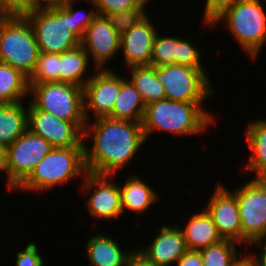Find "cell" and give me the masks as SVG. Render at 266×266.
<instances>
[{
  "instance_id": "cb8c5ba5",
  "label": "cell",
  "mask_w": 266,
  "mask_h": 266,
  "mask_svg": "<svg viewBox=\"0 0 266 266\" xmlns=\"http://www.w3.org/2000/svg\"><path fill=\"white\" fill-rule=\"evenodd\" d=\"M89 55L80 44L74 49L60 53L59 82L69 83L84 88L91 78H86L85 73L89 68Z\"/></svg>"
},
{
  "instance_id": "74e56055",
  "label": "cell",
  "mask_w": 266,
  "mask_h": 266,
  "mask_svg": "<svg viewBox=\"0 0 266 266\" xmlns=\"http://www.w3.org/2000/svg\"><path fill=\"white\" fill-rule=\"evenodd\" d=\"M126 266H155L149 262H147L141 255H139L136 251L127 261Z\"/></svg>"
},
{
  "instance_id": "ba28073f",
  "label": "cell",
  "mask_w": 266,
  "mask_h": 266,
  "mask_svg": "<svg viewBox=\"0 0 266 266\" xmlns=\"http://www.w3.org/2000/svg\"><path fill=\"white\" fill-rule=\"evenodd\" d=\"M206 70L172 64L155 67L157 80L165 88V99L179 102H203L214 90Z\"/></svg>"
},
{
  "instance_id": "9a60e30c",
  "label": "cell",
  "mask_w": 266,
  "mask_h": 266,
  "mask_svg": "<svg viewBox=\"0 0 266 266\" xmlns=\"http://www.w3.org/2000/svg\"><path fill=\"white\" fill-rule=\"evenodd\" d=\"M121 36L115 31L106 16L97 15L84 32L80 44L96 69H106L107 62L120 52ZM91 54V55H90ZM91 56V57H90Z\"/></svg>"
},
{
  "instance_id": "484cf974",
  "label": "cell",
  "mask_w": 266,
  "mask_h": 266,
  "mask_svg": "<svg viewBox=\"0 0 266 266\" xmlns=\"http://www.w3.org/2000/svg\"><path fill=\"white\" fill-rule=\"evenodd\" d=\"M29 81L22 72L11 65L0 62V104L22 102L29 96Z\"/></svg>"
},
{
  "instance_id": "f546056e",
  "label": "cell",
  "mask_w": 266,
  "mask_h": 266,
  "mask_svg": "<svg viewBox=\"0 0 266 266\" xmlns=\"http://www.w3.org/2000/svg\"><path fill=\"white\" fill-rule=\"evenodd\" d=\"M145 8L146 7H139L110 13L106 15V18L115 31L121 36L147 15Z\"/></svg>"
},
{
  "instance_id": "30bf717a",
  "label": "cell",
  "mask_w": 266,
  "mask_h": 266,
  "mask_svg": "<svg viewBox=\"0 0 266 266\" xmlns=\"http://www.w3.org/2000/svg\"><path fill=\"white\" fill-rule=\"evenodd\" d=\"M235 190V191H233ZM231 192L236 196L242 227V243L266 237V183L261 178L250 181Z\"/></svg>"
},
{
  "instance_id": "d6986e66",
  "label": "cell",
  "mask_w": 266,
  "mask_h": 266,
  "mask_svg": "<svg viewBox=\"0 0 266 266\" xmlns=\"http://www.w3.org/2000/svg\"><path fill=\"white\" fill-rule=\"evenodd\" d=\"M86 244L89 266H126L136 251L122 250L118 241L101 233L89 237Z\"/></svg>"
},
{
  "instance_id": "d6a6232c",
  "label": "cell",
  "mask_w": 266,
  "mask_h": 266,
  "mask_svg": "<svg viewBox=\"0 0 266 266\" xmlns=\"http://www.w3.org/2000/svg\"><path fill=\"white\" fill-rule=\"evenodd\" d=\"M149 0H95L97 14L106 16L110 13L146 7Z\"/></svg>"
},
{
  "instance_id": "8992f818",
  "label": "cell",
  "mask_w": 266,
  "mask_h": 266,
  "mask_svg": "<svg viewBox=\"0 0 266 266\" xmlns=\"http://www.w3.org/2000/svg\"><path fill=\"white\" fill-rule=\"evenodd\" d=\"M39 54L34 30L26 17L0 16V62L29 78Z\"/></svg>"
},
{
  "instance_id": "7a4b0ae2",
  "label": "cell",
  "mask_w": 266,
  "mask_h": 266,
  "mask_svg": "<svg viewBox=\"0 0 266 266\" xmlns=\"http://www.w3.org/2000/svg\"><path fill=\"white\" fill-rule=\"evenodd\" d=\"M204 102H179L168 99L145 107L142 129L145 139L155 132L165 131L177 136L204 133L213 119L202 105Z\"/></svg>"
},
{
  "instance_id": "8d00e7d4",
  "label": "cell",
  "mask_w": 266,
  "mask_h": 266,
  "mask_svg": "<svg viewBox=\"0 0 266 266\" xmlns=\"http://www.w3.org/2000/svg\"><path fill=\"white\" fill-rule=\"evenodd\" d=\"M263 242V244H262ZM252 245H258L259 247H262V254L260 256H256L255 254H248L250 258L253 260L255 266H266V237L262 239H258L256 241H253L249 244V246Z\"/></svg>"
},
{
  "instance_id": "e0dca14e",
  "label": "cell",
  "mask_w": 266,
  "mask_h": 266,
  "mask_svg": "<svg viewBox=\"0 0 266 266\" xmlns=\"http://www.w3.org/2000/svg\"><path fill=\"white\" fill-rule=\"evenodd\" d=\"M157 32L153 42V52L150 65L161 67L165 65H187L205 70L201 62L200 51L190 40L177 37L160 36Z\"/></svg>"
},
{
  "instance_id": "60d3db41",
  "label": "cell",
  "mask_w": 266,
  "mask_h": 266,
  "mask_svg": "<svg viewBox=\"0 0 266 266\" xmlns=\"http://www.w3.org/2000/svg\"><path fill=\"white\" fill-rule=\"evenodd\" d=\"M45 5H51V4H57V3H62L64 1H69V0H42Z\"/></svg>"
},
{
  "instance_id": "4dcf8cb0",
  "label": "cell",
  "mask_w": 266,
  "mask_h": 266,
  "mask_svg": "<svg viewBox=\"0 0 266 266\" xmlns=\"http://www.w3.org/2000/svg\"><path fill=\"white\" fill-rule=\"evenodd\" d=\"M44 6L42 0H0V16L26 17Z\"/></svg>"
},
{
  "instance_id": "f1b7e54d",
  "label": "cell",
  "mask_w": 266,
  "mask_h": 266,
  "mask_svg": "<svg viewBox=\"0 0 266 266\" xmlns=\"http://www.w3.org/2000/svg\"><path fill=\"white\" fill-rule=\"evenodd\" d=\"M60 53L40 52L29 83L59 82Z\"/></svg>"
},
{
  "instance_id": "7402d4cb",
  "label": "cell",
  "mask_w": 266,
  "mask_h": 266,
  "mask_svg": "<svg viewBox=\"0 0 266 266\" xmlns=\"http://www.w3.org/2000/svg\"><path fill=\"white\" fill-rule=\"evenodd\" d=\"M0 104V146L5 149L28 129V105Z\"/></svg>"
},
{
  "instance_id": "2e32d148",
  "label": "cell",
  "mask_w": 266,
  "mask_h": 266,
  "mask_svg": "<svg viewBox=\"0 0 266 266\" xmlns=\"http://www.w3.org/2000/svg\"><path fill=\"white\" fill-rule=\"evenodd\" d=\"M147 262L155 266H172L187 251L180 226L163 225L147 248L135 249Z\"/></svg>"
},
{
  "instance_id": "e575fe53",
  "label": "cell",
  "mask_w": 266,
  "mask_h": 266,
  "mask_svg": "<svg viewBox=\"0 0 266 266\" xmlns=\"http://www.w3.org/2000/svg\"><path fill=\"white\" fill-rule=\"evenodd\" d=\"M238 1L240 0H206L203 23L212 27L214 20Z\"/></svg>"
},
{
  "instance_id": "44dd1931",
  "label": "cell",
  "mask_w": 266,
  "mask_h": 266,
  "mask_svg": "<svg viewBox=\"0 0 266 266\" xmlns=\"http://www.w3.org/2000/svg\"><path fill=\"white\" fill-rule=\"evenodd\" d=\"M133 176H129L123 186L119 185L122 210L144 213L158 200L159 195L141 176Z\"/></svg>"
},
{
  "instance_id": "83f0119b",
  "label": "cell",
  "mask_w": 266,
  "mask_h": 266,
  "mask_svg": "<svg viewBox=\"0 0 266 266\" xmlns=\"http://www.w3.org/2000/svg\"><path fill=\"white\" fill-rule=\"evenodd\" d=\"M235 244L238 243L222 239L216 244L199 250L203 266H233L239 259Z\"/></svg>"
},
{
  "instance_id": "3957f363",
  "label": "cell",
  "mask_w": 266,
  "mask_h": 266,
  "mask_svg": "<svg viewBox=\"0 0 266 266\" xmlns=\"http://www.w3.org/2000/svg\"><path fill=\"white\" fill-rule=\"evenodd\" d=\"M84 147L53 148L15 190L46 191L59 184H67L76 177L85 176Z\"/></svg>"
},
{
  "instance_id": "603a6c76",
  "label": "cell",
  "mask_w": 266,
  "mask_h": 266,
  "mask_svg": "<svg viewBox=\"0 0 266 266\" xmlns=\"http://www.w3.org/2000/svg\"><path fill=\"white\" fill-rule=\"evenodd\" d=\"M146 104L131 81L122 77L119 95L109 117L132 122H142Z\"/></svg>"
},
{
  "instance_id": "1f68e13d",
  "label": "cell",
  "mask_w": 266,
  "mask_h": 266,
  "mask_svg": "<svg viewBox=\"0 0 266 266\" xmlns=\"http://www.w3.org/2000/svg\"><path fill=\"white\" fill-rule=\"evenodd\" d=\"M79 0L64 1L62 4L72 13V22L74 34L81 40L85 30L92 23L93 19L98 15L96 10L95 0H87L92 4V8L88 13L74 9V4ZM83 12V13H82Z\"/></svg>"
},
{
  "instance_id": "d590c367",
  "label": "cell",
  "mask_w": 266,
  "mask_h": 266,
  "mask_svg": "<svg viewBox=\"0 0 266 266\" xmlns=\"http://www.w3.org/2000/svg\"><path fill=\"white\" fill-rule=\"evenodd\" d=\"M177 266H203L199 251L188 250L177 262Z\"/></svg>"
},
{
  "instance_id": "d4e9b609",
  "label": "cell",
  "mask_w": 266,
  "mask_h": 266,
  "mask_svg": "<svg viewBox=\"0 0 266 266\" xmlns=\"http://www.w3.org/2000/svg\"><path fill=\"white\" fill-rule=\"evenodd\" d=\"M245 136L252 153L245 169L255 173L252 178H262L266 175V119L251 121Z\"/></svg>"
},
{
  "instance_id": "5b68a950",
  "label": "cell",
  "mask_w": 266,
  "mask_h": 266,
  "mask_svg": "<svg viewBox=\"0 0 266 266\" xmlns=\"http://www.w3.org/2000/svg\"><path fill=\"white\" fill-rule=\"evenodd\" d=\"M40 52L62 53L80 45L74 34L72 13L62 4L45 5L26 16Z\"/></svg>"
},
{
  "instance_id": "4316f807",
  "label": "cell",
  "mask_w": 266,
  "mask_h": 266,
  "mask_svg": "<svg viewBox=\"0 0 266 266\" xmlns=\"http://www.w3.org/2000/svg\"><path fill=\"white\" fill-rule=\"evenodd\" d=\"M128 69L131 71L129 80L139 91L146 105L165 99V88L157 80L154 66H134Z\"/></svg>"
},
{
  "instance_id": "9c48e42d",
  "label": "cell",
  "mask_w": 266,
  "mask_h": 266,
  "mask_svg": "<svg viewBox=\"0 0 266 266\" xmlns=\"http://www.w3.org/2000/svg\"><path fill=\"white\" fill-rule=\"evenodd\" d=\"M53 148L45 139L33 134L29 129L8 146L5 149L8 189L15 191Z\"/></svg>"
},
{
  "instance_id": "ac0fdd59",
  "label": "cell",
  "mask_w": 266,
  "mask_h": 266,
  "mask_svg": "<svg viewBox=\"0 0 266 266\" xmlns=\"http://www.w3.org/2000/svg\"><path fill=\"white\" fill-rule=\"evenodd\" d=\"M156 28L147 15L121 35L120 49L128 68L150 65Z\"/></svg>"
},
{
  "instance_id": "ffe728a7",
  "label": "cell",
  "mask_w": 266,
  "mask_h": 266,
  "mask_svg": "<svg viewBox=\"0 0 266 266\" xmlns=\"http://www.w3.org/2000/svg\"><path fill=\"white\" fill-rule=\"evenodd\" d=\"M188 250L199 251L222 240L206 209L190 218L186 227H180Z\"/></svg>"
},
{
  "instance_id": "836d02e7",
  "label": "cell",
  "mask_w": 266,
  "mask_h": 266,
  "mask_svg": "<svg viewBox=\"0 0 266 266\" xmlns=\"http://www.w3.org/2000/svg\"><path fill=\"white\" fill-rule=\"evenodd\" d=\"M41 256L35 242H30L17 253L15 266H45V260Z\"/></svg>"
},
{
  "instance_id": "4fadbf2b",
  "label": "cell",
  "mask_w": 266,
  "mask_h": 266,
  "mask_svg": "<svg viewBox=\"0 0 266 266\" xmlns=\"http://www.w3.org/2000/svg\"><path fill=\"white\" fill-rule=\"evenodd\" d=\"M109 178L115 179L113 175L111 177V175L89 172L84 176L81 189H84V193L93 190L86 205L91 216L97 219L111 220L123 214L119 184H116L115 180L112 182Z\"/></svg>"
},
{
  "instance_id": "6da1fadb",
  "label": "cell",
  "mask_w": 266,
  "mask_h": 266,
  "mask_svg": "<svg viewBox=\"0 0 266 266\" xmlns=\"http://www.w3.org/2000/svg\"><path fill=\"white\" fill-rule=\"evenodd\" d=\"M86 123L84 141L91 138L92 147L84 142L86 171L98 175H115L128 165L146 139L142 122L101 117Z\"/></svg>"
},
{
  "instance_id": "b9f144b4",
  "label": "cell",
  "mask_w": 266,
  "mask_h": 266,
  "mask_svg": "<svg viewBox=\"0 0 266 266\" xmlns=\"http://www.w3.org/2000/svg\"><path fill=\"white\" fill-rule=\"evenodd\" d=\"M266 183V175L261 178Z\"/></svg>"
},
{
  "instance_id": "8fae6325",
  "label": "cell",
  "mask_w": 266,
  "mask_h": 266,
  "mask_svg": "<svg viewBox=\"0 0 266 266\" xmlns=\"http://www.w3.org/2000/svg\"><path fill=\"white\" fill-rule=\"evenodd\" d=\"M28 104V129L45 139L54 148L85 146L84 129L87 122H70Z\"/></svg>"
},
{
  "instance_id": "f35d334b",
  "label": "cell",
  "mask_w": 266,
  "mask_h": 266,
  "mask_svg": "<svg viewBox=\"0 0 266 266\" xmlns=\"http://www.w3.org/2000/svg\"><path fill=\"white\" fill-rule=\"evenodd\" d=\"M233 266H255V264L249 255H244L240 256Z\"/></svg>"
},
{
  "instance_id": "5bb4252c",
  "label": "cell",
  "mask_w": 266,
  "mask_h": 266,
  "mask_svg": "<svg viewBox=\"0 0 266 266\" xmlns=\"http://www.w3.org/2000/svg\"><path fill=\"white\" fill-rule=\"evenodd\" d=\"M206 211L210 214L217 232L223 240L242 244V227L236 196L222 183L210 195Z\"/></svg>"
},
{
  "instance_id": "52a82bcc",
  "label": "cell",
  "mask_w": 266,
  "mask_h": 266,
  "mask_svg": "<svg viewBox=\"0 0 266 266\" xmlns=\"http://www.w3.org/2000/svg\"><path fill=\"white\" fill-rule=\"evenodd\" d=\"M30 101L37 109L70 122H87L84 115V90L63 82L29 83Z\"/></svg>"
},
{
  "instance_id": "7c38bea8",
  "label": "cell",
  "mask_w": 266,
  "mask_h": 266,
  "mask_svg": "<svg viewBox=\"0 0 266 266\" xmlns=\"http://www.w3.org/2000/svg\"><path fill=\"white\" fill-rule=\"evenodd\" d=\"M121 84L122 76L115 73L114 69H96L83 88L87 122L90 119L89 111H92L94 119L111 115Z\"/></svg>"
},
{
  "instance_id": "277c9868",
  "label": "cell",
  "mask_w": 266,
  "mask_h": 266,
  "mask_svg": "<svg viewBox=\"0 0 266 266\" xmlns=\"http://www.w3.org/2000/svg\"><path fill=\"white\" fill-rule=\"evenodd\" d=\"M261 0H240L219 15L212 26L225 23L244 52L255 59L266 43V13Z\"/></svg>"
},
{
  "instance_id": "ab89813d",
  "label": "cell",
  "mask_w": 266,
  "mask_h": 266,
  "mask_svg": "<svg viewBox=\"0 0 266 266\" xmlns=\"http://www.w3.org/2000/svg\"><path fill=\"white\" fill-rule=\"evenodd\" d=\"M5 172V148L0 146V173Z\"/></svg>"
}]
</instances>
